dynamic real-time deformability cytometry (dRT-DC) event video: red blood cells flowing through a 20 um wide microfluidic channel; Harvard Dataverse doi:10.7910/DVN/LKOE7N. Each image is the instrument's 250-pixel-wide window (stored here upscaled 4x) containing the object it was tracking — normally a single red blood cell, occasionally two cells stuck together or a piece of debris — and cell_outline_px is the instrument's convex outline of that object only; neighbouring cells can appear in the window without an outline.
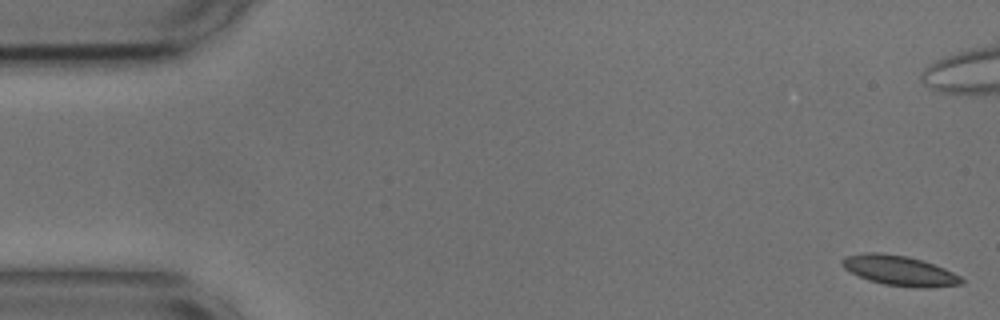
{"species": "common noctule bat (a hibernating species)", "species_latin": "Nyctalus noctula", "temperature_condition": "cold", "stored_images_in_passage": 55, "camera_frame_rate_fps": 3000, "um_per_image_px": 0.085, "animal": {"sex": "male", "body_mass_g": 17.9, "forearm_length_mm": 54.2}, "frame": {"image": 1, "passage_image": 1, "time_ms": 0.0, "image_size_px": [1000, 320], "cell_outline_px": [[964, 284], [924, 288], [916, 288], [884, 284], [868, 280], [844, 268], [840, 264], [840, 260], [848, 256], [868, 252], [880, 252], [908, 256], [944, 268], [960, 276], [964, 280]], "centroid_in_image_um": [76.46, 23.0], "position_along_channel_um": 8.5, "area_um2": 20.75}}
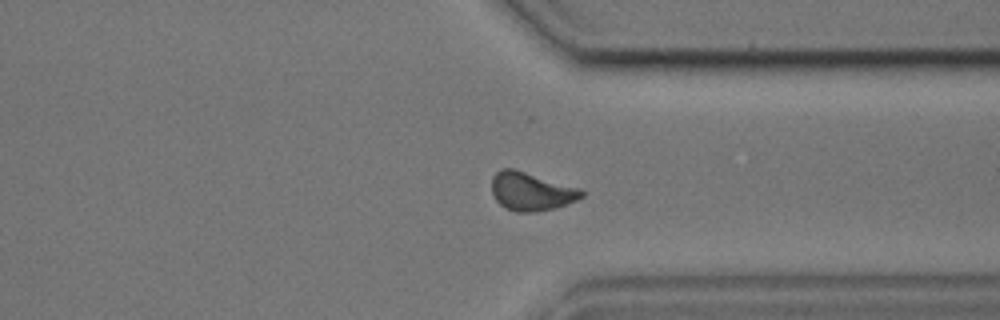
{"frame": {"image": 2, "passage_image": 41, "time_ms": 13.333, "image_size_px": [1000, 320], "cell_outline_px": [[584, 196], [576, 200], [556, 208], [536, 212], [516, 212], [504, 208], [496, 200], [492, 192], [492, 176], [500, 168], [512, 168], [580, 188], [584, 192]], "centroid_in_image_um": [45.13, 16.28], "position_along_channel_um": 366.3, "area_um2": 20.11}}
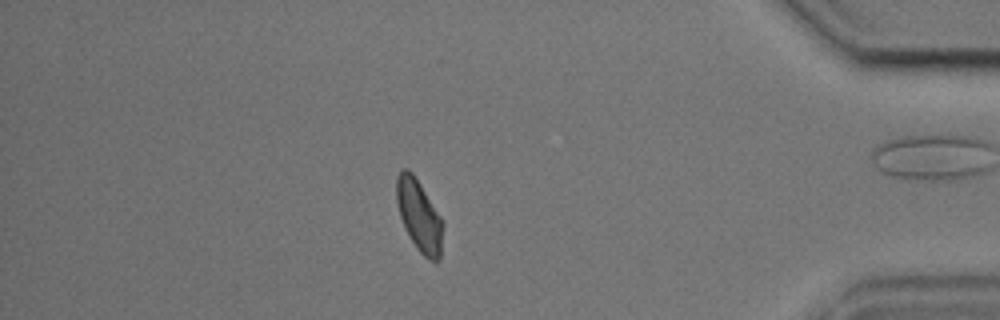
{"frame": {"image": 3, "passage_image": 47, "time_ms": 15.333, "image_size_px": [1000, 320], "cell_outline_px": [[444, 224], [440, 260], [428, 260], [416, 248], [404, 228], [400, 216], [396, 200], [396, 176], [404, 168], [408, 168], [412, 172], [440, 216]], "centroid_in_image_um": [35.62, 18.35], "position_along_channel_um": 399.6, "area_um2": 19.31}, "authors_computed_cell_mechanics": {"area_um2": 19.9988, "velocity_mm_per_s": 3.6265, "shape_relaxation_time_tau1_ms": 8.2786, "shape_relaxation_time_tau2_ms": 2.1591, "deformation_change_tau1": 0.1446, "deformation_change_tau2": 0.0682}}